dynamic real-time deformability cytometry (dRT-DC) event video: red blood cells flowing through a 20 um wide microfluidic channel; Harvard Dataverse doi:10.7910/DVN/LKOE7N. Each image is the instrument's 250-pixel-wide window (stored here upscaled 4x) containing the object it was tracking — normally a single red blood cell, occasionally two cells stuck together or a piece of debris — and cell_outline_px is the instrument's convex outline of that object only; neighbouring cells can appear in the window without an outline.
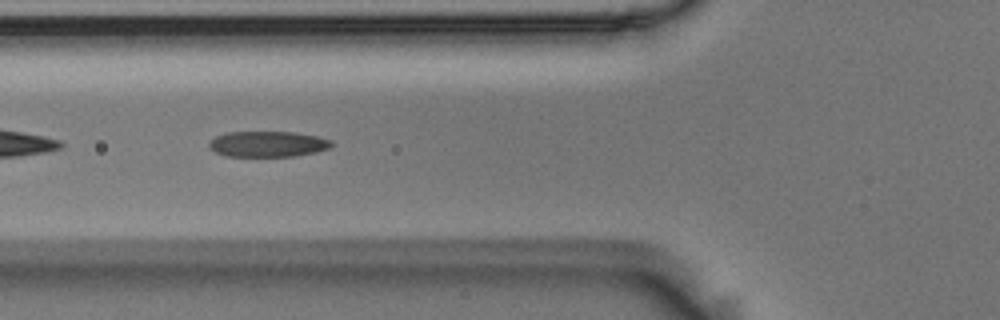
{"species": "Egyptian fruit bat (a non-hibernating species)", "species_latin": "Rousettus aegyptiacus", "temperature_condition": "room temperature", "stored_images_in_passage": 37, "camera_frame_rate_fps": 3000, "um_per_image_px": 0.085, "animal": {"sex": "male"}, "frame": {"image": 1, "passage_image": 5, "time_ms": 1.333, "image_size_px": [1000, 320], "cell_outline_px": [[332, 144], [328, 148], [316, 152], [296, 156], [224, 156], [208, 148], [208, 144], [216, 136], [228, 132], [296, 132], [316, 136], [332, 140]], "centroid_in_image_um": [22.75, 12.24], "position_along_channel_um": 103.1, "area_um2": 18.32}}
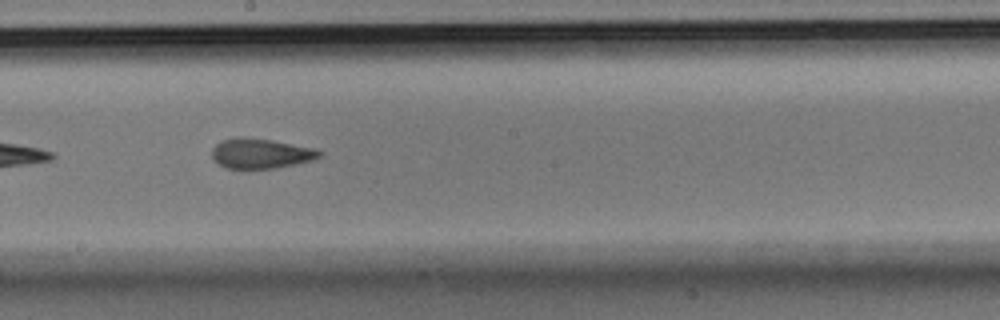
{"frame": {"image": 2, "passage_image": 15, "time_ms": 4.667, "image_size_px": [1000, 320], "cell_outline_px": [[324, 152], [320, 156], [312, 160], [296, 164], [276, 168], [224, 168], [212, 156], [212, 148], [220, 140], [272, 140], [316, 148]], "centroid_in_image_um": [22.24, 13.08], "position_along_channel_um": 226.0, "area_um2": 18.09}}
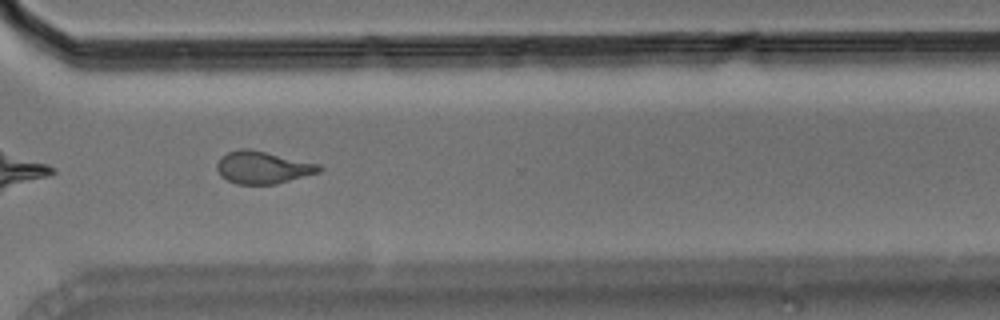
{"frame": {"image": 3, "passage_image": 25, "time_ms": 8.0, "image_size_px": [1000, 320], "cell_outline_px": [[324, 168], [320, 172], [276, 184], [236, 184], [220, 176], [216, 168], [216, 164], [220, 156], [228, 152], [240, 148], [248, 148], [320, 164]], "centroid_in_image_um": [22.32, 14.23], "position_along_channel_um": 348.3, "area_um2": 19.42}, "authors_computed_cell_mechanics": {"area_um2": 18.9584, "velocity_mm_per_s": 3.677, "shape_relaxation_time_tau1_ms": 5.5814, "shape_relaxation_time_tau2_ms": 1.2972, "deformation_change_tau1": 0.1724, "deformation_change_tau2": 0.0872}}